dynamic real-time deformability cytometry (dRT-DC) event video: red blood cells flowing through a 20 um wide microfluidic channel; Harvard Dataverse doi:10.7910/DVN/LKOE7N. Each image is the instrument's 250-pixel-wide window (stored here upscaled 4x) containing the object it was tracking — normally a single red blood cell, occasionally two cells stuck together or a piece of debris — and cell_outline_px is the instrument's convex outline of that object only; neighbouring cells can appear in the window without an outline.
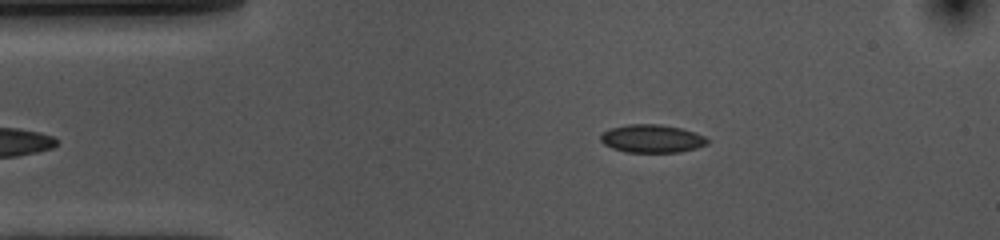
{"species": "common noctule bat (a hibernating species)", "species_latin": "Nyctalus noctula", "temperature_condition": "cold", "stored_images_in_passage": 40, "camera_frame_rate_fps": 3000, "um_per_image_px": 0.085, "animal": {"sex": "female", "body_mass_g": 10.0, "forearm_length_mm": 53.1}, "frame": {"image": 1, "passage_image": 2, "time_ms": 0.333, "image_size_px": [1000, 240], "cell_outline_px": [[712, 140], [708, 144], [696, 148], [680, 152], [624, 152], [612, 148], [604, 144], [600, 140], [600, 136], [608, 128], [624, 124], [660, 124], [680, 128], [696, 132]], "centroid_in_image_um": [55.42, 11.78], "position_along_channel_um": 29.6, "area_um2": 17.74}}
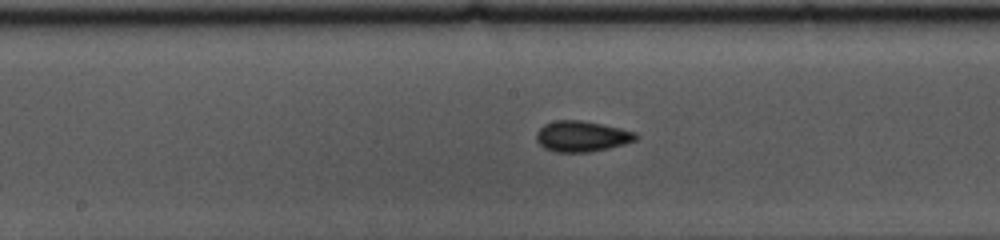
{"frame": {"image": 2, "passage_image": 19, "time_ms": 6.0, "image_size_px": [1000, 240], "cell_outline_px": [[640, 136], [636, 140], [624, 144], [608, 148], [588, 152], [556, 152], [544, 148], [536, 140], [536, 132], [544, 124], [556, 120], [580, 120], [620, 128], [636, 132]], "centroid_in_image_um": [49.45, 11.59], "position_along_channel_um": 198.7, "area_um2": 17.8}}
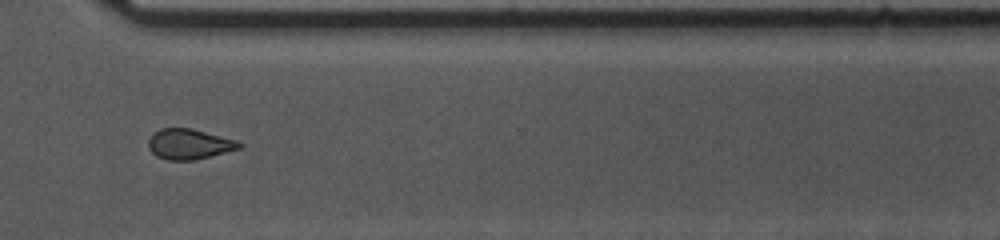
{"frame": {"image": 3, "passage_image": 32, "time_ms": 10.333, "image_size_px": [1000, 240], "cell_outline_px": [[244, 148], [192, 160], [168, 160], [156, 156], [148, 148], [148, 140], [152, 132], [160, 128], [192, 128], [240, 140], [244, 144]], "centroid_in_image_um": [16.13, 12.23], "position_along_channel_um": 354.5, "area_um2": 16.47}, "authors_computed_cell_mechanics": {"area_um2": 17.1088, "velocity_mm_per_s": 3.6076, "shape_relaxation_time_tau1_ms": 4.5852, "shape_relaxation_time_tau2_ms": 2.3123, "deformation_change_tau1": 0.0804, "deformation_change_tau2": 0.0626}}